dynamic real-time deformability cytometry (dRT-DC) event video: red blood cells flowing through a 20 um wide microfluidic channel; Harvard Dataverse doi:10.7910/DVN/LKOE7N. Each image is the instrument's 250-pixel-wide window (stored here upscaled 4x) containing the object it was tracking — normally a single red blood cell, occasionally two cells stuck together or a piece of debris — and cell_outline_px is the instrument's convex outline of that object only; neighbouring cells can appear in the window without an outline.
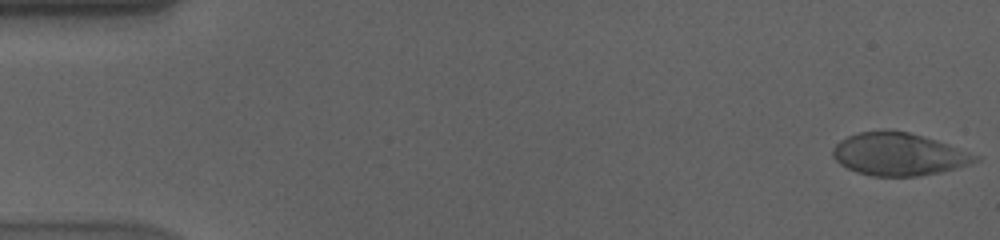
{"species": "human", "species_latin": "Homo sapiens", "temperature_condition": "cold", "stored_images_in_passage": 57, "camera_frame_rate_fps": 3000, "um_per_image_px": 0.085, "donor": {"sex": "male"}, "frame": {"image": 1, "passage_image": 1, "time_ms": 0.0, "image_size_px": [1000, 240], "cell_outline_px": [[980, 160], [956, 168], [940, 172], [920, 176], [872, 176], [856, 172], [840, 164], [832, 156], [832, 148], [840, 140], [848, 136], [860, 132], [908, 132], [936, 140], [980, 156]], "centroid_in_image_um": [76.38, 13.14], "position_along_channel_um": 8.6, "area_um2": 34.8}}
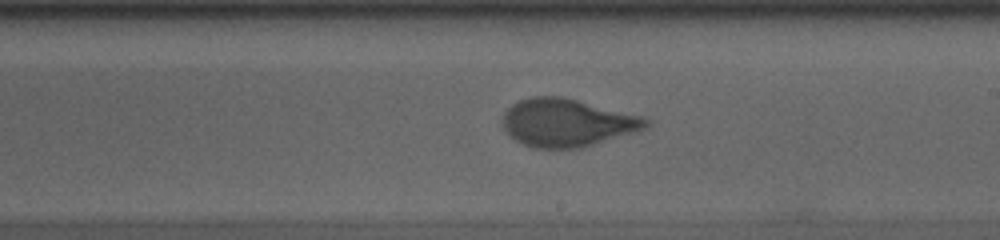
{"frame": {"image": 2, "passage_image": 33, "time_ms": 10.667, "image_size_px": [1000, 240], "cell_outline_px": [[652, 124], [648, 128], [580, 148], [532, 148], [516, 140], [504, 128], [500, 120], [504, 112], [512, 104], [528, 96], [560, 96], [644, 116], [652, 120]], "centroid_in_image_um": [48.22, 10.42], "position_along_channel_um": 240.8, "area_um2": 40.11}}
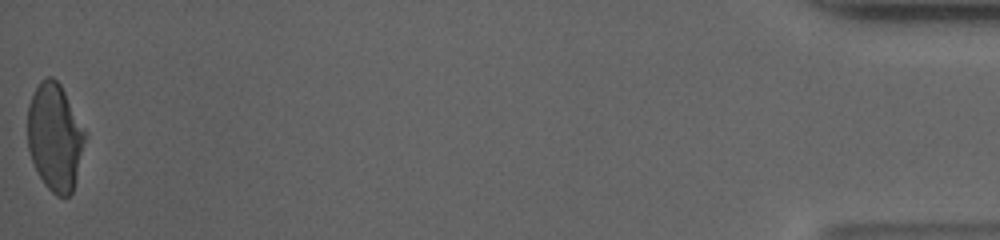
{"frame": {"image": 3, "passage_image": 57, "time_ms": 18.667, "image_size_px": [1000, 240], "cell_outline_px": [[84, 140], [76, 176], [72, 192], [68, 196], [56, 196], [44, 184], [32, 160], [28, 148], [28, 104], [40, 80], [48, 76], [52, 76], [60, 84], [84, 132]], "centroid_in_image_um": [4.62, 11.64], "position_along_channel_um": 430.6, "area_um2": 34.85}, "authors_computed_cell_mechanics": {"area_um2": 38.5526, "velocity_mm_per_s": 3.5774, "shape_relaxation_time_tau1_ms": 5.7818, "shape_relaxation_time_tau2_ms": null, "deformation_change_tau1": 0.1959, "deformation_change_tau2": null}}